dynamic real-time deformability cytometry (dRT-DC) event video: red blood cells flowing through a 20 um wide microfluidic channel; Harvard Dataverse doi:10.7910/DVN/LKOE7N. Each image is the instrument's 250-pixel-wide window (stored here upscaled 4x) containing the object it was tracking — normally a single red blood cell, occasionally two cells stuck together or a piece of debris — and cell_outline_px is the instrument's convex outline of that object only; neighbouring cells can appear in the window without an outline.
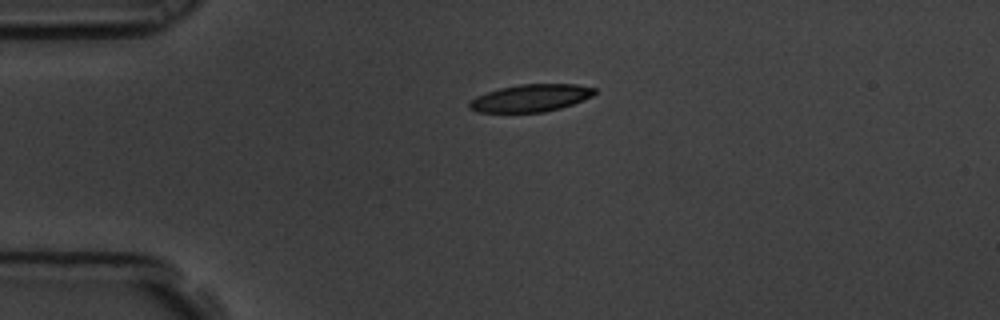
{"species": "common noctule bat (a hibernating species)", "species_latin": "Nyctalus noctula", "temperature_condition": "room temperature", "stored_images_in_passage": 3, "camera_frame_rate_fps": 3000, "um_per_image_px": 0.085, "animal": {"sex": "male", "body_mass_g": 19.5, "forearm_length_mm": 54.6}, "frame": {"image": 1, "passage_image": 1, "time_ms": 0.0, "image_size_px": [1000, 320], "cell_outline_px": [[596, 92], [592, 96], [572, 104], [560, 108], [544, 112], [476, 112], [468, 108], [468, 104], [476, 96], [500, 88], [520, 84], [576, 84], [596, 88]], "centroid_in_image_um": [45.11, 8.33], "position_along_channel_um": 39.9, "area_um2": 19.88}}
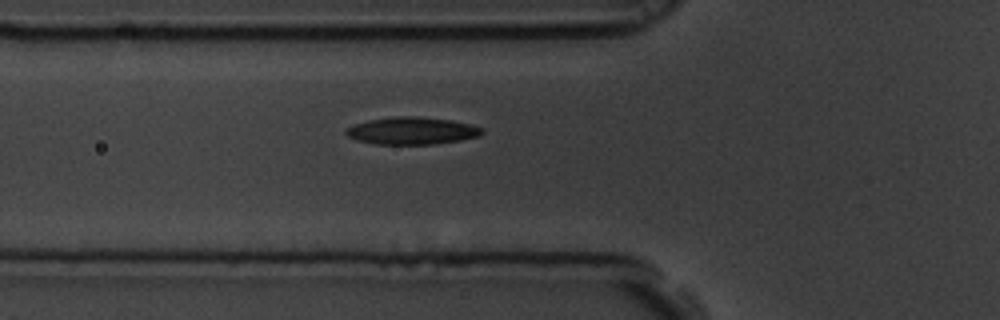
{"frame": {"image": 2, "passage_image": 3, "time_ms": 0.667, "image_size_px": [1000, 320], "cell_outline_px": [[484, 132], [480, 136], [460, 140], [436, 144], [376, 144], [356, 140], [348, 136], [344, 132], [348, 128], [356, 124], [368, 120], [396, 116], [416, 116], [452, 120], [484, 128]], "centroid_in_image_um": [35.04, 11.12], "position_along_channel_um": 90.8, "area_um2": 21.62}}